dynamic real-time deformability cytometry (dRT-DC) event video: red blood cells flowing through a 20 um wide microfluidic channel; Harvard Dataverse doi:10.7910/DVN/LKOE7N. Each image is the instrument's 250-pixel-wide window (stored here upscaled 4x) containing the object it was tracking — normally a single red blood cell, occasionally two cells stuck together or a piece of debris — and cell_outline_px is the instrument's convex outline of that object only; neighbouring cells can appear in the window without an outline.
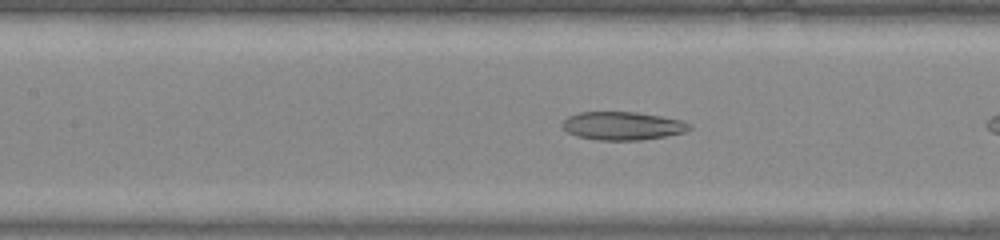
{"species": "common noctule bat (a hibernating species)", "species_latin": "Nyctalus noctula", "temperature_condition": "warm", "stored_images_in_passage": 23, "camera_frame_rate_fps": 3000, "um_per_image_px": 0.085, "animal": {"sex": "male", "body_mass_g": 20.0, "forearm_length_mm": 53.3}, "frame": {"image": 1, "passage_image": 7, "time_ms": 2.0, "image_size_px": [1000, 240], "cell_outline_px": [[692, 128], [684, 132], [664, 136], [640, 140], [596, 140], [576, 136], [568, 132], [560, 124], [568, 116], [580, 112], [636, 112], [684, 120], [692, 124]], "centroid_in_image_um": [52.93, 10.69], "position_along_channel_um": 154.5, "area_um2": 20.98}}
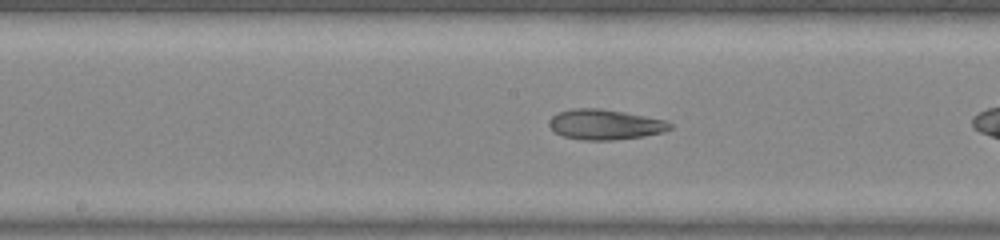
{"frame": {"image": 2, "passage_image": 10, "time_ms": 3.0, "image_size_px": [1000, 240], "cell_outline_px": [[672, 128], [664, 132], [644, 136], [612, 140], [580, 140], [564, 136], [556, 132], [548, 124], [548, 120], [552, 116], [560, 112], [572, 108], [600, 108], [624, 112], [668, 120], [672, 124]], "centroid_in_image_um": [51.46, 10.58], "position_along_channel_um": 196.7, "area_um2": 21.39}}